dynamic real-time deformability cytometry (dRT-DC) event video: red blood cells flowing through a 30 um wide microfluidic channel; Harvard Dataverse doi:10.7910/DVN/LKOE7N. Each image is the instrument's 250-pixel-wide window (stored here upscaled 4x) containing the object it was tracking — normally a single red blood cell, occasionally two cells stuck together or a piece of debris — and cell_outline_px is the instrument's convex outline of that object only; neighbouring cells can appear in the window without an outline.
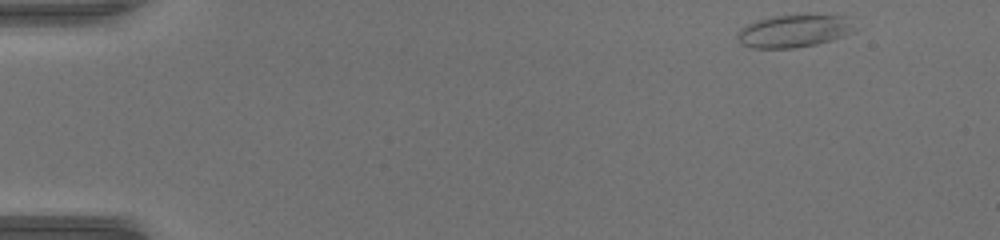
{"species": "common noctule bat (a hibernating species)", "species_latin": "Nyctalus noctula", "temperature_condition": "warm", "stored_images_in_passage": 47, "camera_frame_rate_fps": 3000, "um_per_image_px": 0.085, "animal": {"sex": "female", "body_mass_g": 17.0, "forearm_length_mm": 48.0}, "frame": {"image": 1, "passage_image": 1, "time_ms": 0.0, "image_size_px": [1000, 240], "cell_outline_px": [[860, 28], [844, 36], [816, 44], [792, 48], [752, 48], [740, 44], [736, 36], [740, 28], [756, 20], [772, 16], [848, 16]], "centroid_in_image_um": [67.51, 2.65], "position_along_channel_um": 17.5, "area_um2": 22.31}}
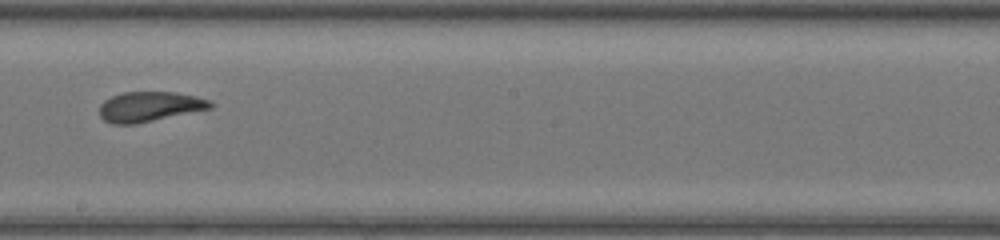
{"frame": {"image": 2, "passage_image": 26, "time_ms": 8.333, "image_size_px": [1000, 240], "cell_outline_px": [[216, 104], [212, 108], [136, 124], [112, 124], [104, 120], [100, 116], [100, 104], [104, 100], [112, 96], [124, 92], [176, 92], [196, 96], [212, 100]], "centroid_in_image_um": [12.75, 9.06], "position_along_channel_um": 235.4, "area_um2": 19.54}}
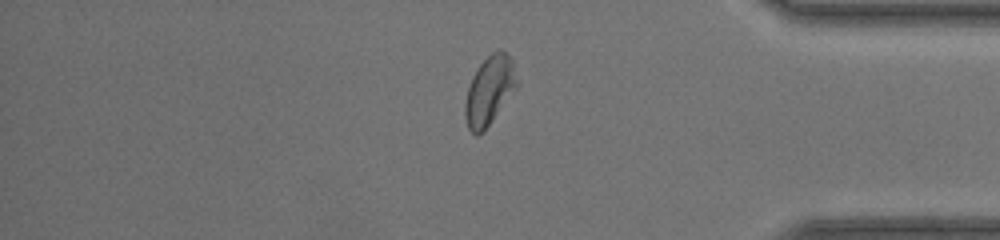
{"frame": {"image": 3, "passage_image": 39, "time_ms": 12.667, "image_size_px": [1000, 240], "cell_outline_px": [[520, 84], [484, 132], [476, 136], [468, 128], [464, 116], [464, 104], [468, 88], [472, 76], [480, 64], [492, 52], [500, 48], [508, 52], [512, 60]], "centroid_in_image_um": [41.62, 7.69], "position_along_channel_um": 393.6, "area_um2": 21.21}, "authors_computed_cell_mechanics": {"area_um2": 20.7502, "velocity_mm_per_s": 4.1406, "shape_relaxation_time_tau1_ms": 9.8084, "shape_relaxation_time_tau2_ms": 1.6614, "deformation_change_tau1": 0.2224, "deformation_change_tau2": 0.072}}